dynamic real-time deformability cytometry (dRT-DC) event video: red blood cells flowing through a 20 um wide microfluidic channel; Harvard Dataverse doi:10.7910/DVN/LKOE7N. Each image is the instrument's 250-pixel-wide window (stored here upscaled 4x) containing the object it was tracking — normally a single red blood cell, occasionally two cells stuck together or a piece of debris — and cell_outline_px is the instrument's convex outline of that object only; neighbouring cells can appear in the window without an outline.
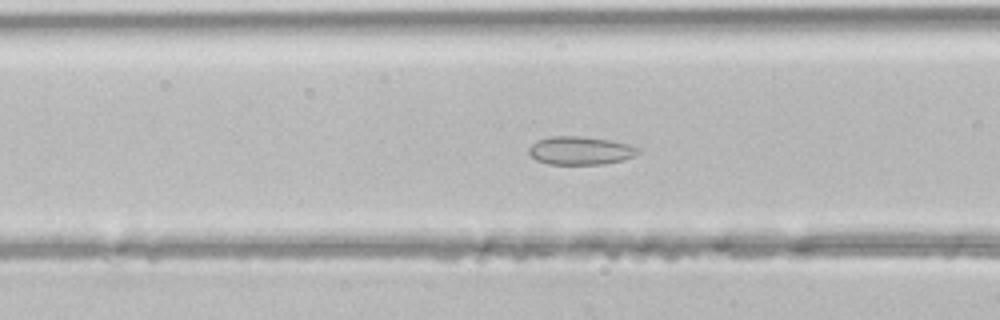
{"species": "common noctule bat (a hibernating species)", "species_latin": "Nyctalus noctula", "temperature_condition": "room temperature", "stored_images_in_passage": 41, "camera_frame_rate_fps": 3000, "um_per_image_px": 0.085, "animal": {"sex": "male", "body_mass_g": 21.5, "forearm_length_mm": 52.0}, "frame": {"image": 1, "passage_image": 17, "time_ms": 5.333, "image_size_px": [1000, 320], "cell_outline_px": [[640, 152], [624, 160], [604, 164], [548, 164], [536, 160], [528, 152], [528, 148], [536, 140], [548, 136], [580, 136], [612, 140], [628, 144], [640, 148]], "centroid_in_image_um": [49.32, 12.79], "position_along_channel_um": 117.3, "area_um2": 18.15}}
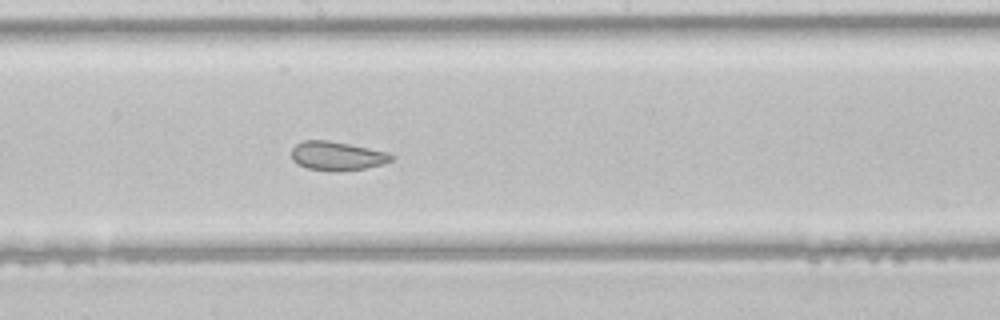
{"frame": {"image": 2, "passage_image": 24, "time_ms": 7.667, "image_size_px": [1000, 320], "cell_outline_px": [[396, 156], [392, 160], [384, 164], [364, 168], [340, 172], [336, 172], [308, 168], [296, 164], [292, 160], [292, 148], [296, 144], [304, 140], [328, 140], [388, 152]], "centroid_in_image_um": [28.65, 13.26], "position_along_channel_um": 219.5, "area_um2": 16.94}}
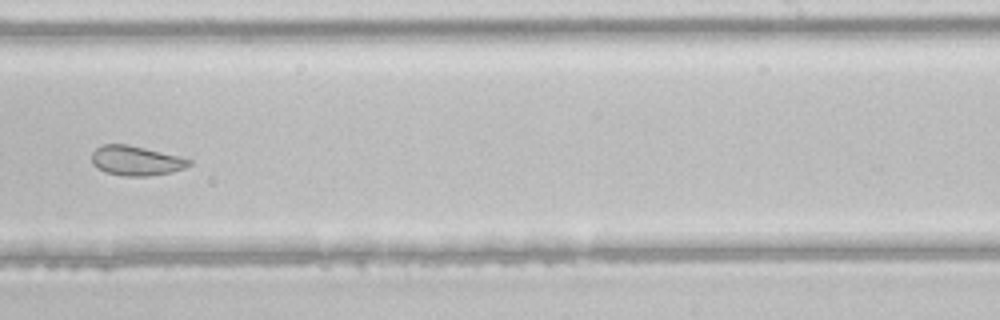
{"frame": {"image": 3, "passage_image": 28, "time_ms": 9.0, "image_size_px": [1000, 320], "cell_outline_px": [[192, 164], [184, 168], [172, 172], [148, 176], [124, 176], [104, 172], [92, 164], [92, 152], [96, 148], [104, 144], [128, 144], [180, 156], [192, 160]], "centroid_in_image_um": [11.57, 13.66], "position_along_channel_um": 277.4, "area_um2": 16.94}}